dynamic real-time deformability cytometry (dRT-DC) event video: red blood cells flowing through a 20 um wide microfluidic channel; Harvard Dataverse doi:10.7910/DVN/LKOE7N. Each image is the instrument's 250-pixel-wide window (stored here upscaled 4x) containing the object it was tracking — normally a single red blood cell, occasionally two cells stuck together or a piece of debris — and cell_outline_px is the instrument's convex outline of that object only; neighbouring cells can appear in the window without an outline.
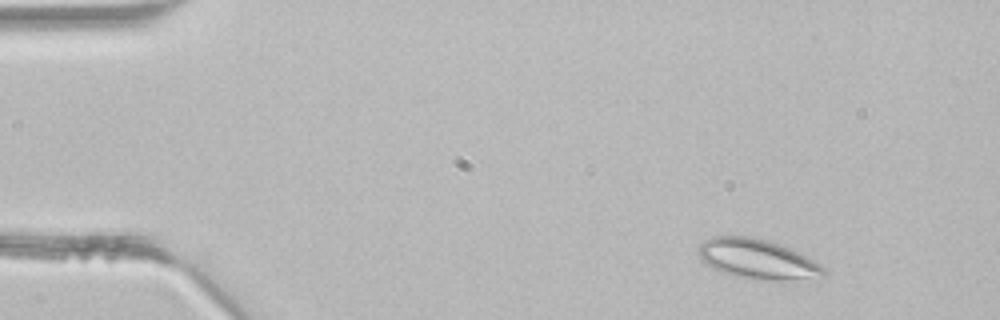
{"species": "common noctule bat (a hibernating species)", "species_latin": "Nyctalus noctula", "temperature_condition": "room temperature", "stored_images_in_passage": 2, "camera_frame_rate_fps": 3000, "um_per_image_px": 0.085, "animal": {"sex": "male", "body_mass_g": 21.5, "forearm_length_mm": 52.0}, "frame": {"image": 1, "passage_image": 1, "time_ms": 0.0, "image_size_px": [1000, 320], "cell_outline_px": [[824, 276], [784, 280], [772, 280], [740, 276], [724, 272], [712, 268], [700, 260], [700, 244], [704, 240], [712, 236], [748, 236], [768, 240], [800, 252], [820, 264], [824, 268]], "centroid_in_image_um": [64.37, 21.99], "position_along_channel_um": 20.6, "area_um2": 28.5}}